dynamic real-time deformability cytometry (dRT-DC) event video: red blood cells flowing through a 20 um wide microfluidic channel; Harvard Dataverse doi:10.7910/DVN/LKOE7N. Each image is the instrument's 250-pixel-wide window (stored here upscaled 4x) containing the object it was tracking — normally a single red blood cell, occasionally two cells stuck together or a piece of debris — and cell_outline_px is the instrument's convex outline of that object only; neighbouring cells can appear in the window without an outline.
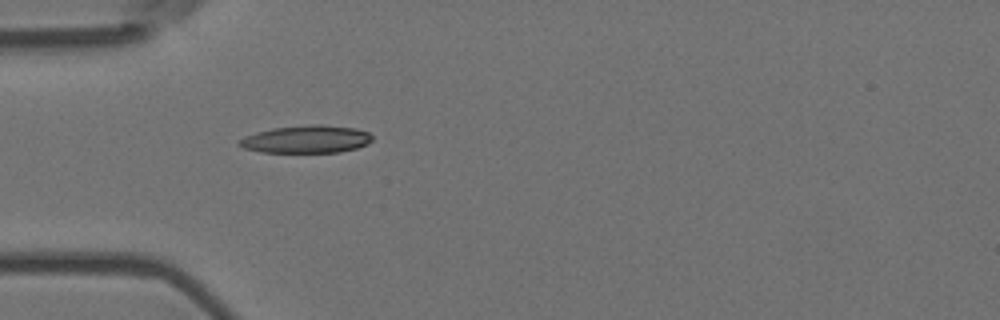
{"species": "Egyptian fruit bat (a non-hibernating species)", "species_latin": "Rousettus aegyptiacus", "temperature_condition": "room temperature", "stored_images_in_passage": 5, "camera_frame_rate_fps": 3000, "um_per_image_px": 0.085, "animal": {"sex": "female"}, "frame": {"image": 1, "passage_image": 5, "time_ms": 1.333, "image_size_px": [1000, 320], "cell_outline_px": [[372, 140], [368, 144], [356, 148], [340, 152], [260, 152], [244, 148], [236, 144], [236, 140], [244, 136], [256, 132], [272, 128], [312, 124], [320, 124], [356, 128], [368, 132], [372, 136]], "centroid_in_image_um": [26.01, 11.83], "position_along_channel_um": 59.0, "area_um2": 21.62}}